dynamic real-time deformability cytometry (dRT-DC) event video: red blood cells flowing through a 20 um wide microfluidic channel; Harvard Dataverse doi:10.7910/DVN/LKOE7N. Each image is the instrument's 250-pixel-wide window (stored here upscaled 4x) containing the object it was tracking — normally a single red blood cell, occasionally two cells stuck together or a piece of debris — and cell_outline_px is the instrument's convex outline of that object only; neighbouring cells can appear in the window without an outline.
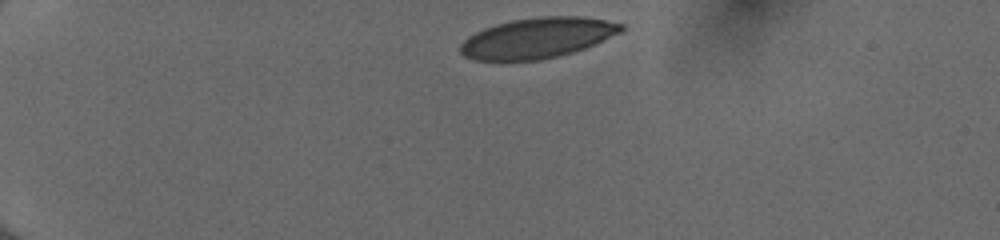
{"species": "human", "species_latin": "Homo sapiens", "temperature_condition": "cold", "stored_images_in_passage": 37, "camera_frame_rate_fps": 3000, "um_per_image_px": 0.085, "donor": {"sex": "female"}, "frame": {"image": 1, "passage_image": 1, "time_ms": 0.0, "image_size_px": [1000, 240], "cell_outline_px": [[624, 28], [620, 32], [584, 48], [572, 52], [540, 60], [472, 60], [464, 56], [460, 52], [460, 44], [468, 36], [484, 28], [496, 24], [512, 20], [540, 16], [584, 16], [624, 24]], "centroid_in_image_um": [45.65, 3.22], "position_along_channel_um": 39.4, "area_um2": 37.63}}
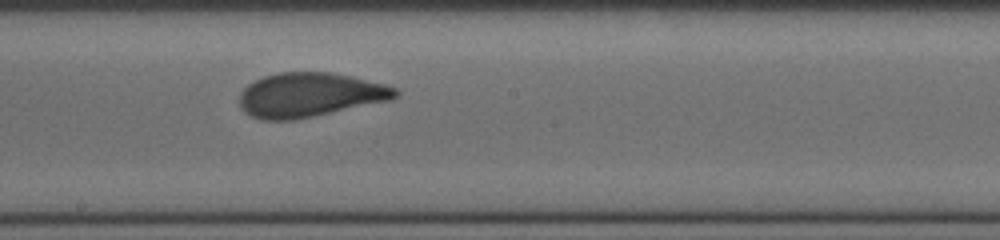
{"frame": {"image": 2, "passage_image": 20, "time_ms": 6.333, "image_size_px": [1000, 240], "cell_outline_px": [[400, 92], [396, 96], [388, 100], [312, 116], [292, 120], [260, 120], [244, 112], [240, 108], [240, 92], [248, 84], [264, 76], [276, 72], [328, 72], [352, 76], [384, 84], [396, 88]], "centroid_in_image_um": [26.28, 8.05], "position_along_channel_um": 221.9, "area_um2": 39.88}}
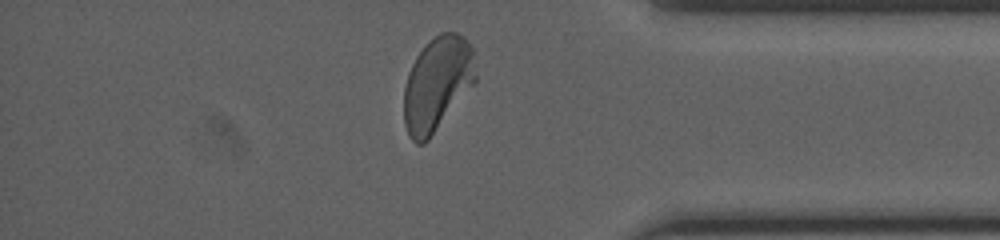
{"frame": {"image": 3, "passage_image": 34, "time_ms": 11.0, "image_size_px": [1000, 240], "cell_outline_px": [[476, 80], [428, 140], [424, 144], [416, 144], [408, 136], [404, 124], [404, 88], [408, 72], [416, 56], [428, 40], [440, 32], [456, 32], [464, 36], [472, 48], [476, 76]], "centroid_in_image_um": [37.13, 7.11], "position_along_channel_um": 398.1, "area_um2": 39.25}, "authors_computed_cell_mechanics": {"area_um2": 39.6508, "velocity_mm_per_s": 4.0238, "shape_relaxation_time_tau1_ms": 3.4003, "shape_relaxation_time_tau2_ms": null, "deformation_change_tau1": 0.1512, "deformation_change_tau2": null}}